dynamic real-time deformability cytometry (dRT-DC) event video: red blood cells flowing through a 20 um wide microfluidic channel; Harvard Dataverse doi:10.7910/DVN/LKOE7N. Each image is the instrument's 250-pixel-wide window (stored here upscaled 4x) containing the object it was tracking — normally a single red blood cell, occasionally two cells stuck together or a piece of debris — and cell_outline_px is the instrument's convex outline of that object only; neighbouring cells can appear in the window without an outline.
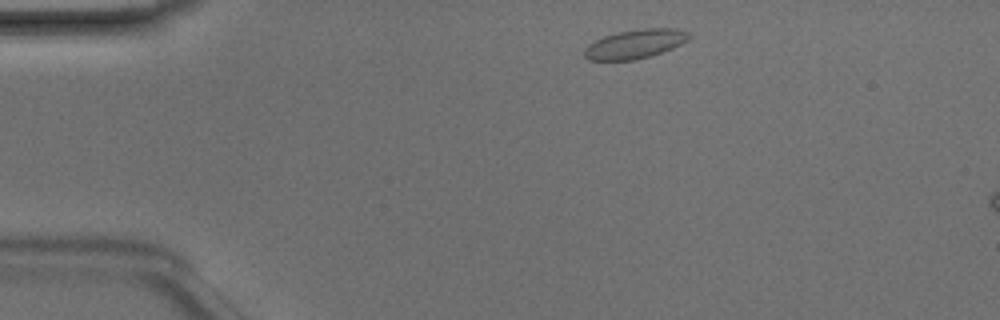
{"species": "Egyptian fruit bat (a non-hibernating species)", "species_latin": "Rousettus aegyptiacus", "temperature_condition": "room temperature", "stored_images_in_passage": 41, "camera_frame_rate_fps": 3000, "um_per_image_px": 0.085, "animal": {"sex": "male"}, "frame": {"image": 1, "passage_image": 2, "time_ms": 0.333, "image_size_px": [1000, 320], "cell_outline_px": [[692, 36], [688, 40], [672, 48], [648, 56], [632, 60], [588, 60], [584, 56], [584, 48], [588, 44], [604, 36], [620, 32], [640, 28], [672, 28], [688, 32]], "centroid_in_image_um": [53.97, 3.73], "position_along_channel_um": 31.0, "area_um2": 17.51}}
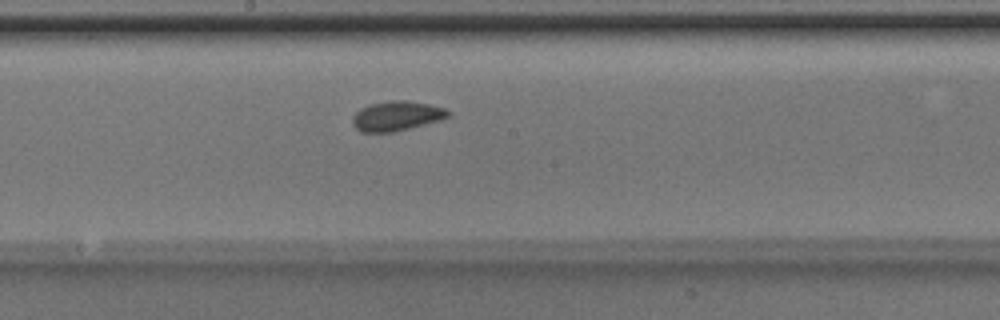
{"frame": {"image": 2, "passage_image": 19, "time_ms": 6.0, "image_size_px": [1000, 320], "cell_outline_px": [[452, 112], [448, 116], [440, 120], [392, 132], [360, 132], [352, 124], [352, 116], [360, 108], [368, 104], [392, 100], [404, 100], [428, 104], [444, 108]], "centroid_in_image_um": [33.67, 9.85], "position_along_channel_um": 214.5, "area_um2": 16.47}}
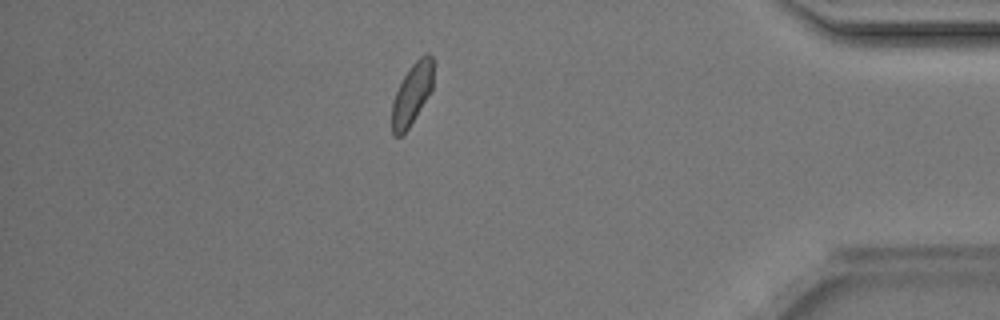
{"frame": {"image": 3, "passage_image": 35, "time_ms": 11.333, "image_size_px": [1000, 320], "cell_outline_px": [[432, 92], [408, 128], [400, 136], [392, 136], [392, 104], [396, 92], [404, 76], [412, 64], [424, 52], [428, 52], [432, 56]], "centroid_in_image_um": [35.03, 7.98], "position_along_channel_um": 400.2, "area_um2": 14.74}, "authors_computed_cell_mechanics": {"area_um2": 15.606, "velocity_mm_per_s": 4.172, "shape_relaxation_time_tau1_ms": 2.5952, "shape_relaxation_time_tau2_ms": null, "deformation_change_tau1": 0.0679, "deformation_change_tau2": null}}